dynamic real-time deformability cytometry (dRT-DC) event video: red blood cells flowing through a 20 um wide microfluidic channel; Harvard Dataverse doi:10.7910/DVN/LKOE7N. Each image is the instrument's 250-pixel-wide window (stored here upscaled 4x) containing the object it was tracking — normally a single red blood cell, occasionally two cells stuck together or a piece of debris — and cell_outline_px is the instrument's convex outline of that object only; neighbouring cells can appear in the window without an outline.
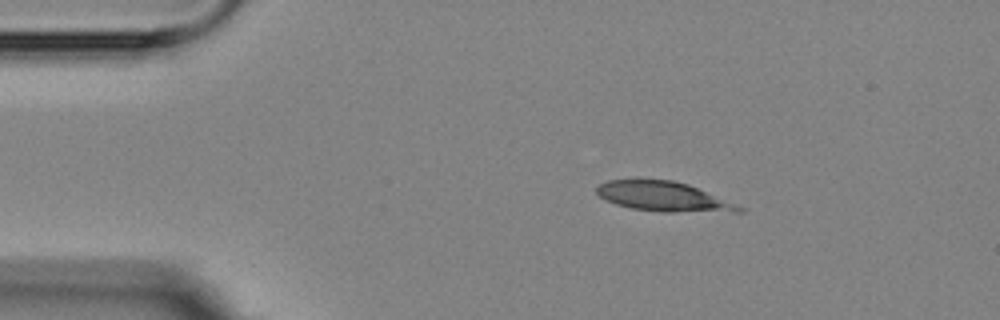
{"species": "Egyptian fruit bat (a non-hibernating species)", "species_latin": "Rousettus aegyptiacus", "temperature_condition": "room temperature", "stored_images_in_passage": 4, "camera_frame_rate_fps": 3000, "um_per_image_px": 0.085, "animal": {"sex": "female"}, "frame": {"image": 1, "passage_image": 1, "time_ms": 0.0, "image_size_px": [1000, 320], "cell_outline_px": [[744, 212], [664, 212], [632, 208], [616, 204], [604, 200], [596, 192], [596, 188], [600, 184], [608, 180], [672, 180], [688, 184], [744, 208]], "centroid_in_image_um": [56.38, 16.72], "position_along_channel_um": 28.6, "area_um2": 24.28}}